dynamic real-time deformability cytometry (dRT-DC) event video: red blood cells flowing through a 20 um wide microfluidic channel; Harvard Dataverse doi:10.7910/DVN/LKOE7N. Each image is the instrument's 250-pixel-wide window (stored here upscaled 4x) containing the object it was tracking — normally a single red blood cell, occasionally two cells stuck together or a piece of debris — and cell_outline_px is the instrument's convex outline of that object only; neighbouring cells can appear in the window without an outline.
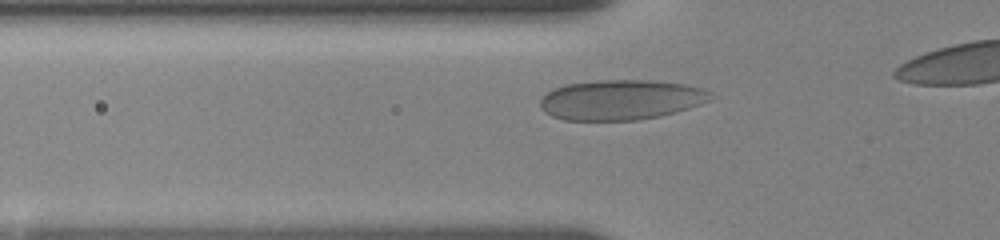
{"species": "human", "species_latin": "Homo sapiens", "temperature_condition": "room temperature", "stored_images_in_passage": 32, "camera_frame_rate_fps": 3000, "um_per_image_px": 0.085, "donor": {"sex": "female"}, "frame": {"image": 1, "passage_image": 5, "time_ms": 1.333, "image_size_px": [1000, 240], "cell_outline_px": [[716, 96], [712, 100], [688, 108], [660, 116], [636, 120], [564, 120], [552, 116], [544, 112], [540, 108], [540, 100], [548, 92], [556, 88], [568, 84], [596, 80], [652, 80], [684, 84], [704, 88], [712, 92]], "centroid_in_image_um": [52.82, 8.48], "position_along_channel_um": 73.0, "area_um2": 39.94}}
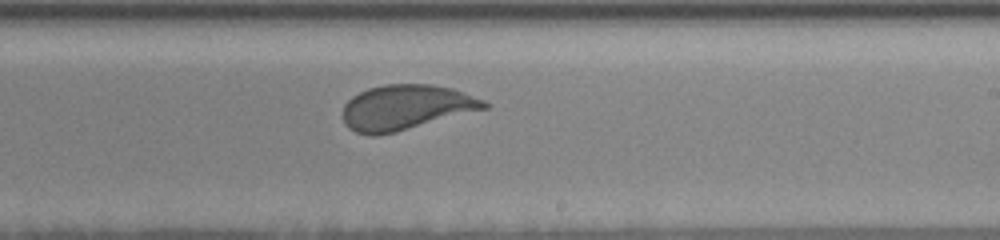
{"frame": {"image": 2, "passage_image": 20, "time_ms": 6.333, "image_size_px": [1000, 240], "cell_outline_px": [[488, 108], [396, 132], [376, 136], [372, 136], [356, 132], [348, 128], [344, 124], [344, 104], [352, 96], [368, 88], [384, 84], [432, 84], [452, 88], [484, 100], [488, 104]], "centroid_in_image_um": [34.48, 9.13], "position_along_channel_um": 254.5, "area_um2": 37.11}}
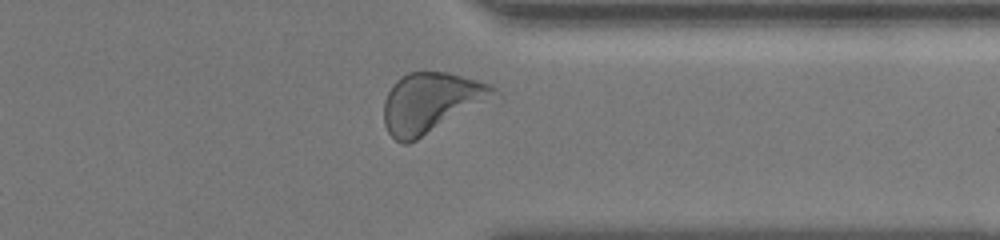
{"frame": {"image": 3, "passage_image": 30, "time_ms": 9.667, "image_size_px": [1000, 240], "cell_outline_px": [[496, 96], [416, 140], [408, 144], [404, 144], [396, 140], [388, 132], [384, 124], [384, 100], [392, 84], [400, 76], [408, 72], [448, 72], [492, 84], [496, 88]], "centroid_in_image_um": [36.59, 8.7], "position_along_channel_um": 374.8, "area_um2": 38.03}}